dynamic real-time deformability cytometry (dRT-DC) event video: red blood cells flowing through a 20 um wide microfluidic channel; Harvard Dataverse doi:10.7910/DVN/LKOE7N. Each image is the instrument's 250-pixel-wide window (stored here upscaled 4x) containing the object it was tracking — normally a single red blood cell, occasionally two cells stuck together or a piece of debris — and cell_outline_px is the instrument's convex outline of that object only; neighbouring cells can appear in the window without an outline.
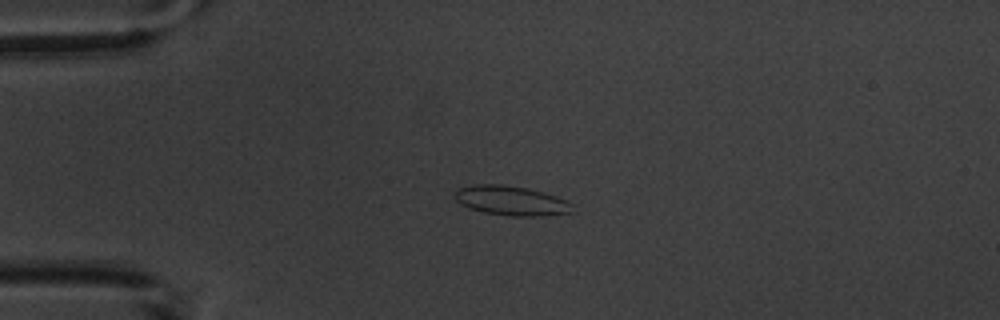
{"species": "common noctule bat (a hibernating species)", "species_latin": "Nyctalus noctula", "temperature_condition": "warm", "stored_images_in_passage": 5, "camera_frame_rate_fps": 3000, "um_per_image_px": 0.085, "animal": {"sex": "male", "body_mass_g": 20.1, "forearm_length_mm": 53.5}, "frame": {"image": 1, "passage_image": 4, "time_ms": 3.667, "image_size_px": [1000, 320], "cell_outline_px": [[576, 212], [540, 216], [508, 216], [484, 212], [468, 208], [460, 204], [456, 200], [456, 192], [460, 188], [472, 184], [500, 184], [528, 188], [544, 192], [556, 196], [572, 204]], "centroid_in_image_um": [43.48, 17.06], "position_along_channel_um": 41.5, "area_um2": 20.35}}